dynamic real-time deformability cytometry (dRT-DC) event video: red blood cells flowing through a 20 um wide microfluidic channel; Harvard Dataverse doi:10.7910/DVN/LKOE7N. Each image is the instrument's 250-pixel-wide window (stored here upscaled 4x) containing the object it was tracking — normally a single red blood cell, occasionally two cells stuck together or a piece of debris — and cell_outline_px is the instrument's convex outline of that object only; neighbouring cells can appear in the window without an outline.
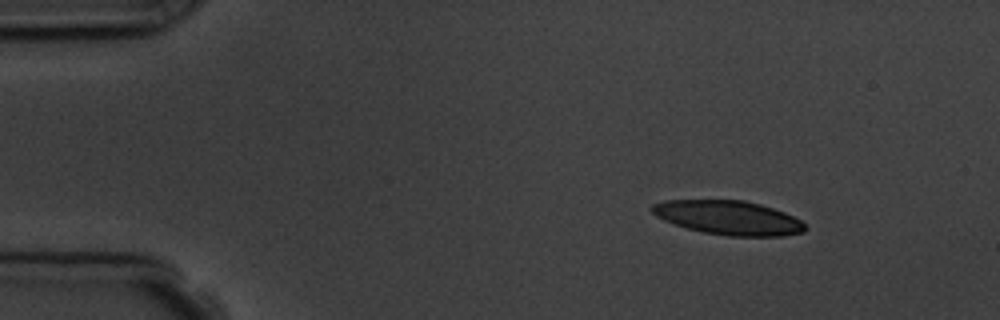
{"species": "common noctule bat (a hibernating species)", "species_latin": "Nyctalus noctula", "temperature_condition": "room temperature", "stored_images_in_passage": 3, "camera_frame_rate_fps": 3000, "um_per_image_px": 0.085, "animal": {"sex": "male", "body_mass_g": 19.5, "forearm_length_mm": 54.6}, "frame": {"image": 1, "passage_image": 1, "time_ms": 0.0, "image_size_px": [1000, 320], "cell_outline_px": [[808, 228], [804, 232], [784, 236], [728, 236], [704, 232], [688, 228], [664, 220], [656, 216], [652, 212], [652, 204], [664, 200], [744, 200], [760, 204], [784, 212], [800, 220]], "centroid_in_image_um": [61.94, 18.5], "position_along_channel_um": 23.1, "area_um2": 30.29}}